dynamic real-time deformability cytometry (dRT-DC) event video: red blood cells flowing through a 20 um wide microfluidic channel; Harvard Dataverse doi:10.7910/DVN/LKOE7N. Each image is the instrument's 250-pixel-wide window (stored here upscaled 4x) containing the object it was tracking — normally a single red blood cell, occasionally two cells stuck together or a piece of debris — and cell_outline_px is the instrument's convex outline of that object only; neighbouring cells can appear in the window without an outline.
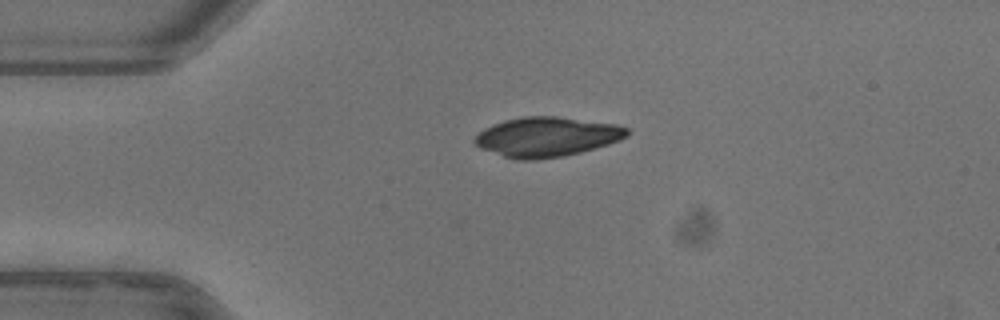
{"species": "common noctule bat (a hibernating species)", "species_latin": "Nyctalus noctula", "temperature_condition": "warm", "stored_images_in_passage": 41, "camera_frame_rate_fps": 3000, "um_per_image_px": 0.085, "animal": {"sex": "female"}, "frame": {"image": 1, "passage_image": 1, "time_ms": 0.0, "image_size_px": [1000, 320], "cell_outline_px": [[628, 136], [620, 140], [608, 144], [580, 152], [564, 156], [536, 160], [520, 160], [504, 156], [484, 148], [476, 144], [472, 140], [484, 128], [492, 124], [504, 120], [524, 116], [556, 116], [616, 124], [628, 128]], "centroid_in_image_um": [46.5, 11.62], "position_along_channel_um": 38.5, "area_um2": 34.97}}